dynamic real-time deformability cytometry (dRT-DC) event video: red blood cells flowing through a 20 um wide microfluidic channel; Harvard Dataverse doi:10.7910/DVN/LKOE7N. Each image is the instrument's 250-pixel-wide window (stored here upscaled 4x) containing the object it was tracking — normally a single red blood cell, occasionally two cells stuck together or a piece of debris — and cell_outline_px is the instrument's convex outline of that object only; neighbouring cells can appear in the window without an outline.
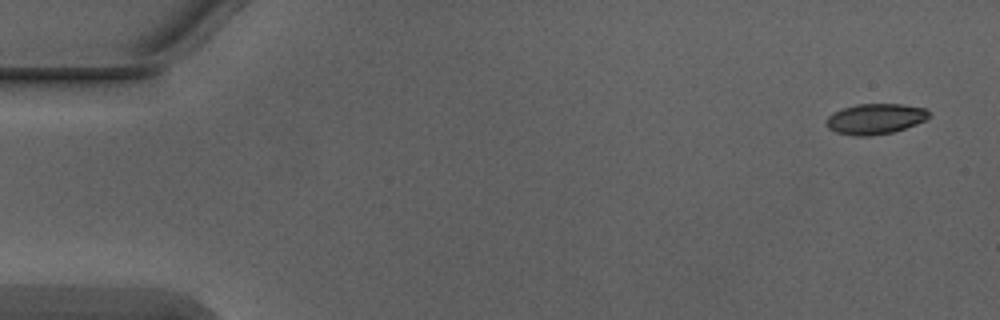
{"species": "Egyptian fruit bat (a non-hibernating species)", "species_latin": "Rousettus aegyptiacus", "temperature_condition": "warm", "stored_images_in_passage": 5, "camera_frame_rate_fps": 3000, "um_per_image_px": 0.085, "animal": {"sex": "male"}, "frame": {"image": 1, "passage_image": 1, "time_ms": 0.0, "image_size_px": [1000, 320], "cell_outline_px": [[932, 116], [916, 124], [892, 132], [868, 136], [856, 136], [836, 132], [828, 128], [828, 116], [832, 112], [856, 104], [900, 104], [924, 108], [932, 112]], "centroid_in_image_um": [74.43, 10.09], "position_along_channel_um": 10.6, "area_um2": 18.15}}
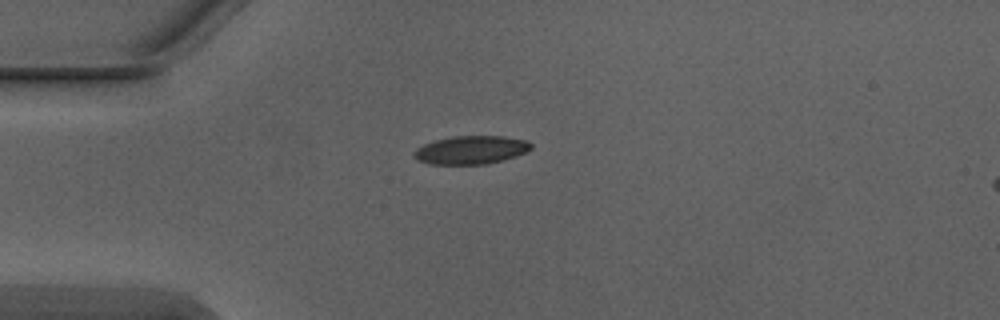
{"frame": {"image": 2, "passage_image": 4, "time_ms": 1.0, "image_size_px": [1000, 320], "cell_outline_px": [[532, 148], [516, 156], [504, 160], [484, 164], [428, 164], [412, 156], [412, 152], [416, 148], [424, 144], [436, 140], [452, 136], [504, 136], [528, 140], [532, 144]], "centroid_in_image_um": [40.04, 12.74], "position_along_channel_um": 45.0, "area_um2": 19.36}}